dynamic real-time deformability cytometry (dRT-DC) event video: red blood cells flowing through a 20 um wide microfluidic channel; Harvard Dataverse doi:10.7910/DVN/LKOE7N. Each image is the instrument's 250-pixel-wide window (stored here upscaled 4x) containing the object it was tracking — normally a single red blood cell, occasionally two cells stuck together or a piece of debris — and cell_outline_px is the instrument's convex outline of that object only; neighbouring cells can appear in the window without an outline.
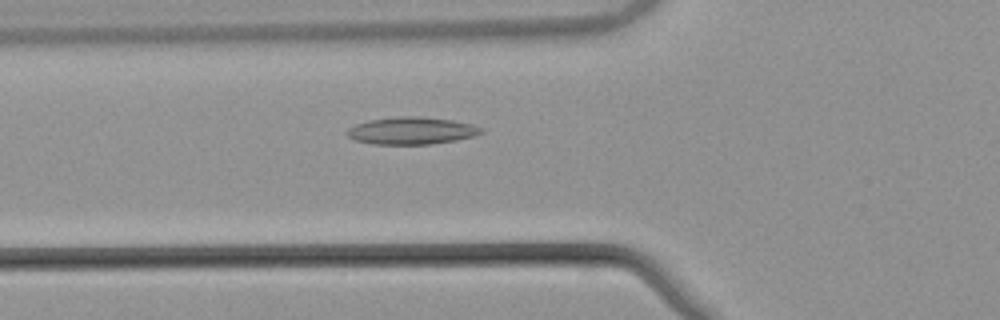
{"species": "common noctule bat (a hibernating species)", "species_latin": "Nyctalus noctula", "temperature_condition": "warm", "stored_images_in_passage": 52, "camera_frame_rate_fps": 3000, "um_per_image_px": 0.085, "animal": {"sex": "male", "body_mass_g": 21.5, "forearm_length_mm": 52.0}, "frame": {"image": 1, "passage_image": 18, "time_ms": 5.667, "image_size_px": [1000, 320], "cell_outline_px": [[484, 132], [476, 136], [456, 140], [428, 144], [372, 144], [356, 140], [348, 136], [344, 132], [348, 128], [356, 124], [368, 120], [400, 116], [416, 116], [452, 120], [472, 124], [484, 128]], "centroid_in_image_um": [35.0, 11.11], "position_along_channel_um": 90.8, "area_um2": 21.39}}
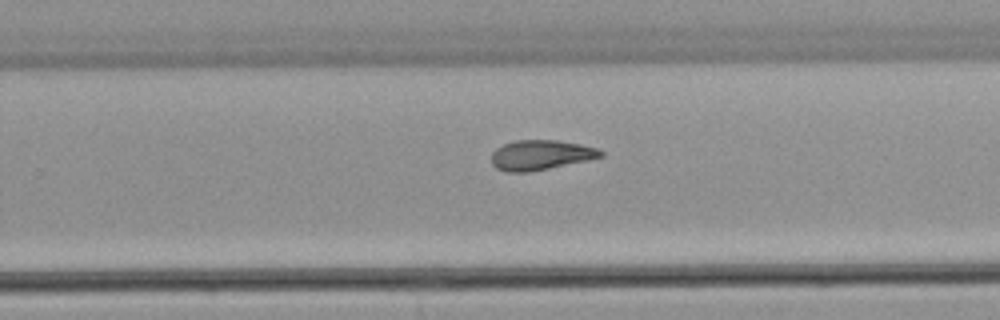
{"frame": {"image": 2, "passage_image": 33, "time_ms": 10.667, "image_size_px": [1000, 320], "cell_outline_px": [[604, 156], [588, 160], [528, 172], [508, 172], [496, 168], [492, 164], [492, 152], [496, 148], [504, 144], [516, 140], [556, 140], [580, 144], [596, 148], [604, 152]], "centroid_in_image_um": [45.95, 13.17], "position_along_channel_um": 283.9, "area_um2": 18.9}}
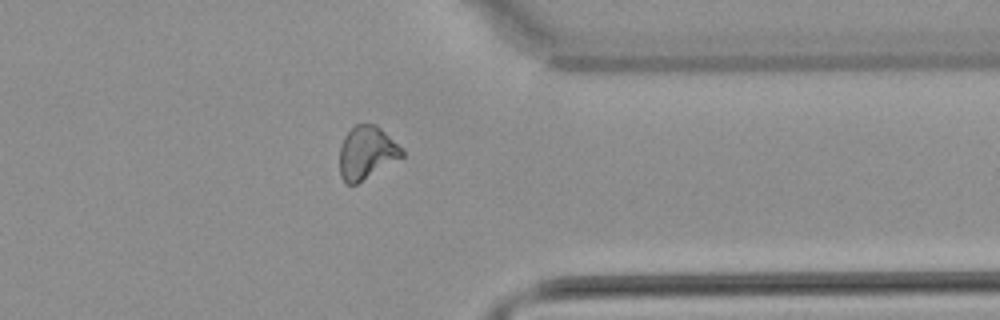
{"frame": {"image": 3, "passage_image": 41, "time_ms": 13.333, "image_size_px": [1000, 320], "cell_outline_px": [[404, 156], [356, 184], [344, 184], [340, 176], [340, 144], [344, 136], [356, 124], [376, 124], [404, 148]], "centroid_in_image_um": [31.17, 12.97], "position_along_channel_um": 380.2, "area_um2": 19.36}, "authors_computed_cell_mechanics": {"area_um2": 19.9121, "velocity_mm_per_s": 3.8564, "shape_relaxation_time_tau1_ms": 7.2169, "shape_relaxation_time_tau2_ms": 4.2301, "deformation_change_tau1": 0.1836, "deformation_change_tau2": 0.1225}}